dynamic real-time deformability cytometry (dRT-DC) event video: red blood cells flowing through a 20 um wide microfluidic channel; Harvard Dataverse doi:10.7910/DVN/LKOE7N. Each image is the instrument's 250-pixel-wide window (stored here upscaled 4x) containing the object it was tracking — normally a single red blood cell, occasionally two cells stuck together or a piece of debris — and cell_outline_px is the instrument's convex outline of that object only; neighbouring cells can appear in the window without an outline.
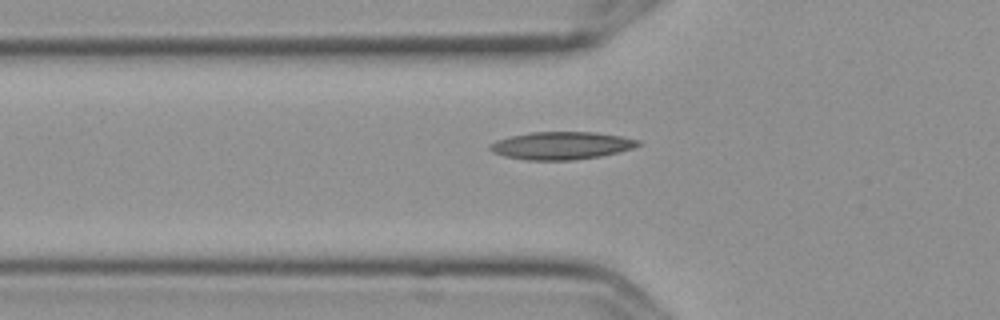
{"species": "Egyptian fruit bat (a non-hibernating species)", "species_latin": "Rousettus aegyptiacus", "temperature_condition": "cold", "stored_images_in_passage": 2, "camera_frame_rate_fps": 3000, "um_per_image_px": 0.085, "frame": {"image": 1, "passage_image": 2, "time_ms": 0.333, "image_size_px": [1000, 320], "cell_outline_px": [[640, 144], [632, 148], [600, 156], [572, 160], [528, 160], [504, 156], [492, 152], [488, 148], [488, 144], [496, 140], [512, 136], [532, 132], [596, 132], [620, 136], [640, 140]], "centroid_in_image_um": [47.68, 12.37], "position_along_channel_um": 78.1, "area_um2": 23.76}}